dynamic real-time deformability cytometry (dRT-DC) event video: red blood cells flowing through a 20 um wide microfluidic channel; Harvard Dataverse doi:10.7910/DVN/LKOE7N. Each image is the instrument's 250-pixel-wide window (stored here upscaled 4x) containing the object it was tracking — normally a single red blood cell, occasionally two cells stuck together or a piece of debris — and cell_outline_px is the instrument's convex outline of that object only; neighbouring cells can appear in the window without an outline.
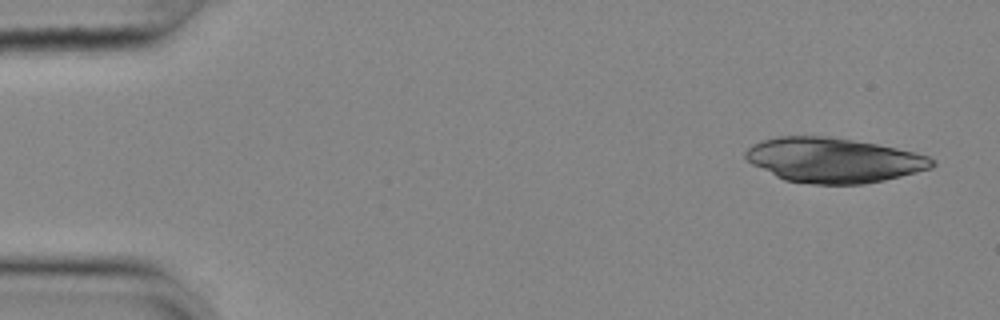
{"species": "common noctule bat (a hibernating species)", "species_latin": "Nyctalus noctula", "temperature_condition": "cold", "stored_images_in_passage": 14, "camera_frame_rate_fps": 3000, "um_per_image_px": 0.085, "animal": {"sex": "female", "body_mass_g": 25.1}, "frame": {"image": 1, "passage_image": 1, "time_ms": 0.0, "image_size_px": [1000, 320], "cell_outline_px": [[936, 164], [932, 168], [884, 180], [864, 184], [812, 184], [784, 180], [752, 164], [744, 156], [744, 152], [752, 144], [764, 140], [780, 136], [824, 136], [852, 140], [876, 144], [896, 148], [928, 156], [936, 160]], "centroid_in_image_um": [70.85, 13.62], "position_along_channel_um": 14.2, "area_um2": 48.44}}